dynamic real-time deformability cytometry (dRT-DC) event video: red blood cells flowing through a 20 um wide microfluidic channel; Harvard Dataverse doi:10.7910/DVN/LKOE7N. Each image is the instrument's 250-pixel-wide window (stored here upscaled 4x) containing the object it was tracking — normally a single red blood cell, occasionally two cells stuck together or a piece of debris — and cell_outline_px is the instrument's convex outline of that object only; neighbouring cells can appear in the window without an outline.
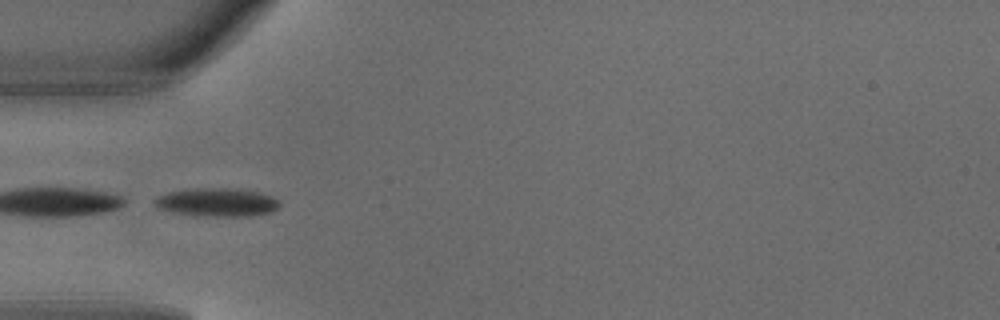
{"species": "common noctule bat (a hibernating species)", "species_latin": "Nyctalus noctula", "temperature_condition": "warm", "stored_images_in_passage": 4, "camera_frame_rate_fps": 3000, "um_per_image_px": 0.085, "animal": {"sex": "male", "body_mass_g": 18.8}, "frame": {"image": 1, "passage_image": 4, "time_ms": 1.0, "image_size_px": [1000, 320], "cell_outline_px": [[280, 204], [272, 212], [252, 216], [196, 216], [176, 212], [160, 208], [152, 200], [156, 196], [168, 192], [192, 188], [236, 188], [260, 192], [272, 196], [280, 200]], "centroid_in_image_um": [18.48, 17.18], "position_along_channel_um": 66.5, "area_um2": 20.87}}